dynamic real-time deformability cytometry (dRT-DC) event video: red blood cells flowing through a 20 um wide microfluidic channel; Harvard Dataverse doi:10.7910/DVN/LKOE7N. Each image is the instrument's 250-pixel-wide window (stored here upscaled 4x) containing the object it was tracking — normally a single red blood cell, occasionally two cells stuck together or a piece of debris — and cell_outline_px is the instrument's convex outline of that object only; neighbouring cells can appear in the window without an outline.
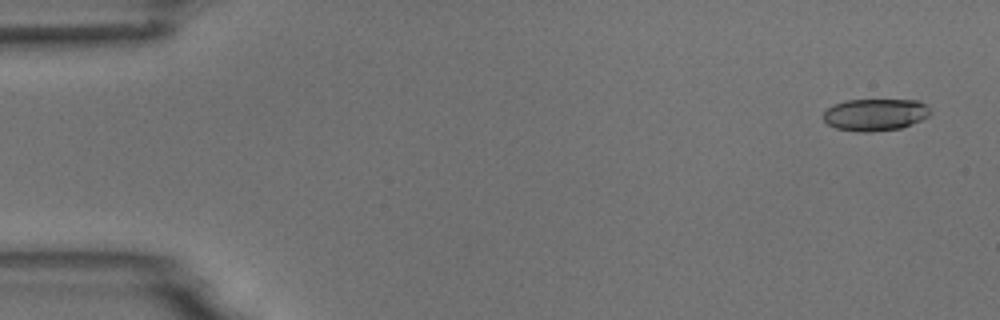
{"species": "common noctule bat (a hibernating species)", "species_latin": "Nyctalus noctula", "temperature_condition": "room temperature", "stored_images_in_passage": 53, "camera_frame_rate_fps": 3000, "um_per_image_px": 0.085, "animal": {"sex": "male", "body_mass_g": 18.8}, "frame": {"image": 1, "passage_image": 1, "time_ms": 0.0, "image_size_px": [1000, 320], "cell_outline_px": [[932, 112], [928, 116], [920, 120], [900, 128], [872, 132], [860, 132], [836, 128], [828, 124], [824, 120], [824, 112], [832, 104], [848, 100], [916, 100], [924, 104]], "centroid_in_image_um": [74.37, 9.74], "position_along_channel_um": 10.6, "area_um2": 19.83}}
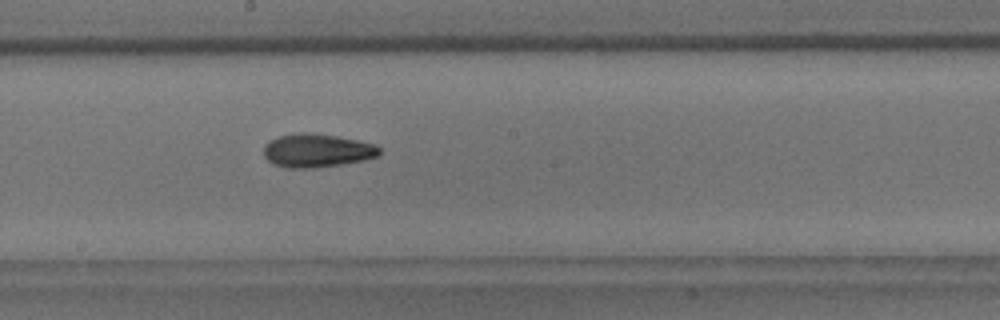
{"frame": {"image": 2, "passage_image": 28, "time_ms": 9.0, "image_size_px": [1000, 320], "cell_outline_px": [[380, 152], [376, 156], [364, 160], [316, 168], [288, 168], [272, 164], [264, 156], [264, 144], [268, 140], [276, 136], [296, 132], [308, 132], [336, 136], [376, 144], [380, 148]], "centroid_in_image_um": [26.88, 12.79], "position_along_channel_um": 221.3, "area_um2": 22.77}}
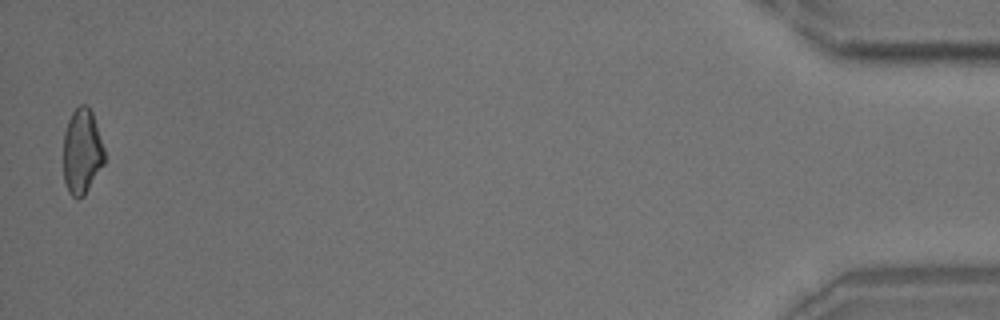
{"frame": {"image": 3, "passage_image": 52, "time_ms": 17.0, "image_size_px": [1000, 320], "cell_outline_px": [[104, 164], [84, 196], [76, 200], [68, 192], [64, 180], [64, 132], [68, 120], [72, 112], [80, 104], [88, 104], [92, 112], [104, 148]], "centroid_in_image_um": [6.96, 12.89], "position_along_channel_um": 428.2, "area_um2": 20.52}, "authors_computed_cell_mechanics": {"area_um2": 21.2704, "velocity_mm_per_s": 3.7351, "shape_relaxation_time_tau1_ms": 6.3464, "shape_relaxation_time_tau2_ms": 3.8601, "deformation_change_tau1": 0.1673, "deformation_change_tau2": 0.1134}}